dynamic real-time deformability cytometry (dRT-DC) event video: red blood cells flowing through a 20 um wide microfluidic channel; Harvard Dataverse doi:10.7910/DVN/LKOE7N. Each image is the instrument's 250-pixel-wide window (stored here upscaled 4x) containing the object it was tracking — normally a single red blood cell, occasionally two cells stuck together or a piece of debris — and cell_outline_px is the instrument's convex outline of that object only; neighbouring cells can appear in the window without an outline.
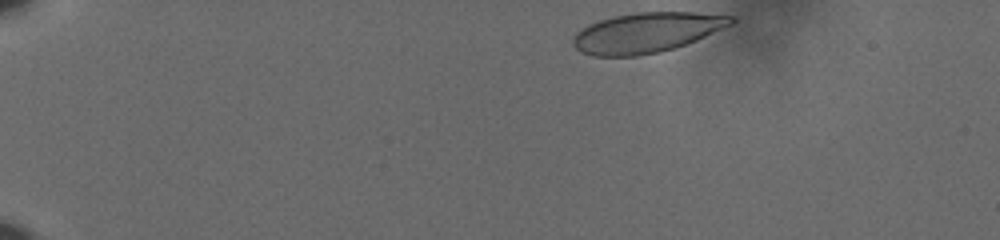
{"species": "human", "species_latin": "Homo sapiens", "temperature_condition": "cold", "stored_images_in_passage": 43, "camera_frame_rate_fps": 3000, "um_per_image_px": 0.085, "donor": {"sex": "male"}, "frame": {"image": 1, "passage_image": 1, "time_ms": 0.0, "image_size_px": [1000, 240], "cell_outline_px": [[736, 20], [732, 24], [696, 40], [676, 48], [660, 52], [636, 56], [592, 56], [580, 52], [572, 44], [572, 40], [576, 32], [588, 24], [612, 16], [636, 12], [692, 12], [732, 16]], "centroid_in_image_um": [54.92, 2.77], "position_along_channel_um": 30.1, "area_um2": 36.93}}
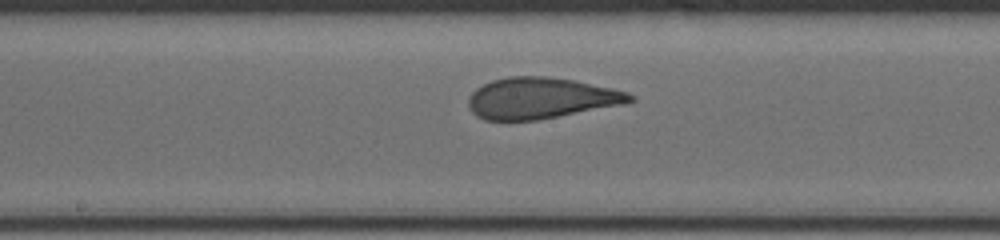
{"frame": {"image": 2, "passage_image": 24, "time_ms": 7.667, "image_size_px": [1000, 240], "cell_outline_px": [[636, 100], [624, 104], [536, 120], [484, 120], [476, 116], [472, 112], [468, 104], [468, 96], [476, 88], [492, 80], [508, 76], [548, 76], [572, 80], [612, 88], [628, 92], [636, 96]], "centroid_in_image_um": [45.96, 8.34], "position_along_channel_um": 202.2, "area_um2": 38.73}}
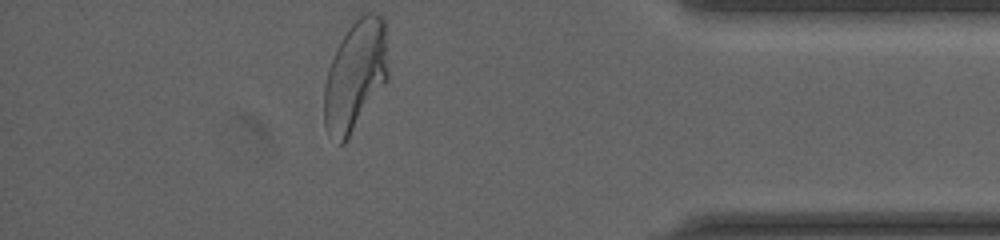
{"frame": {"image": 3, "passage_image": 43, "time_ms": 14.0, "image_size_px": [1000, 240], "cell_outline_px": [[388, 80], [344, 144], [340, 144], [328, 132], [324, 124], [324, 88], [328, 68], [336, 48], [348, 28], [360, 12], [376, 12], [384, 20], [388, 68]], "centroid_in_image_um": [30.21, 6.38], "position_along_channel_um": 405.0, "area_um2": 41.21}, "authors_computed_cell_mechanics": {"area_um2": 38.9572, "velocity_mm_per_s": 3.6095, "shape_relaxation_time_tau1_ms": 5.2756, "shape_relaxation_time_tau2_ms": null, "deformation_change_tau1": 0.1914, "deformation_change_tau2": null}}